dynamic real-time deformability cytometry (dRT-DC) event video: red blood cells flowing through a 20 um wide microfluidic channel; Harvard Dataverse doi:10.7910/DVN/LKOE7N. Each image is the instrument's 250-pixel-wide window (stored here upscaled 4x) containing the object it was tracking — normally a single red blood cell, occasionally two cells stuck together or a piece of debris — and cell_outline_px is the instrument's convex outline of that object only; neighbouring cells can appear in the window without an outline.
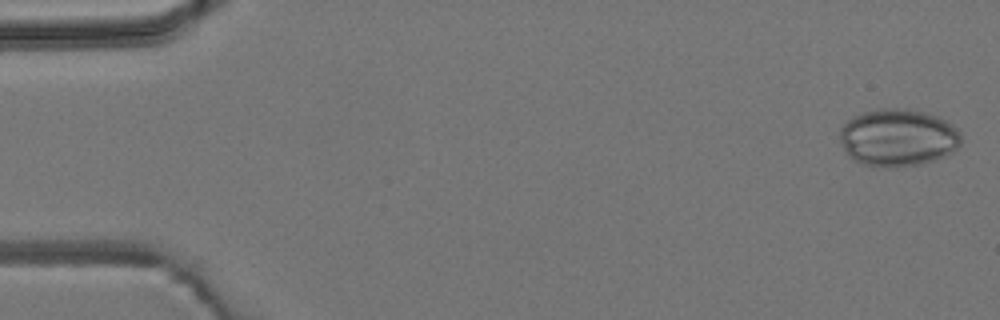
{"species": "common noctule bat (a hibernating species)", "species_latin": "Nyctalus noctula", "temperature_condition": "room temperature", "stored_images_in_passage": 7, "camera_frame_rate_fps": 3000, "um_per_image_px": 0.085, "animal": {"sex": "male", "body_mass_g": 19.2, "forearm_length_mm": 51.8}, "frame": {"image": 1, "passage_image": 1, "time_ms": 0.0, "image_size_px": [1000, 320], "cell_outline_px": [[960, 144], [952, 152], [944, 156], [920, 164], [896, 168], [884, 168], [864, 164], [852, 160], [844, 152], [840, 140], [840, 128], [852, 116], [864, 112], [880, 108], [896, 108], [924, 112], [940, 116], [948, 120], [960, 128]], "centroid_in_image_um": [76.32, 11.7], "position_along_channel_um": 8.7, "area_um2": 41.15}}
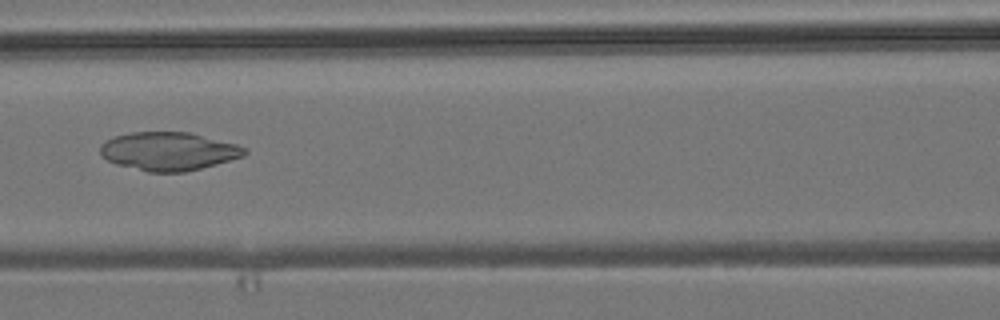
{"frame": {"image": 2, "passage_image": 7, "time_ms": 7.0, "image_size_px": [1000, 320], "cell_outline_px": [[248, 152], [244, 156], [216, 164], [184, 172], [148, 172], [116, 164], [108, 160], [100, 152], [100, 144], [116, 136], [132, 132], [188, 132], [236, 144], [248, 148]], "centroid_in_image_um": [14.35, 12.86], "position_along_channel_um": 152.2, "area_um2": 32.02}}